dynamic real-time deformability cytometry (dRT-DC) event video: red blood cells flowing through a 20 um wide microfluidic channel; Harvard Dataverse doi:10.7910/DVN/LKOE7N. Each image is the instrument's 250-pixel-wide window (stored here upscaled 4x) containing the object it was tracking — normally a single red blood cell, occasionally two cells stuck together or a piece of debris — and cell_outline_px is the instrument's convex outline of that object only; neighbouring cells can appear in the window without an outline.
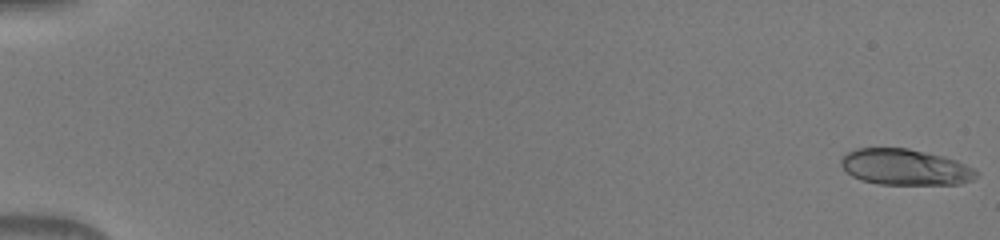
{"species": "human", "species_latin": "Homo sapiens", "temperature_condition": "warm", "stored_images_in_passage": 51, "camera_frame_rate_fps": 3000, "um_per_image_px": 0.085, "donor": {"sex": "male"}, "frame": {"image": 1, "passage_image": 1, "time_ms": 0.0, "image_size_px": [1000, 240], "cell_outline_px": [[980, 172], [972, 180], [960, 184], [880, 184], [860, 180], [852, 176], [840, 164], [840, 160], [848, 152], [856, 148], [908, 148], [944, 156], [956, 160], [976, 168]], "centroid_in_image_um": [76.98, 14.2], "position_along_channel_um": 8.0, "area_um2": 28.5}}
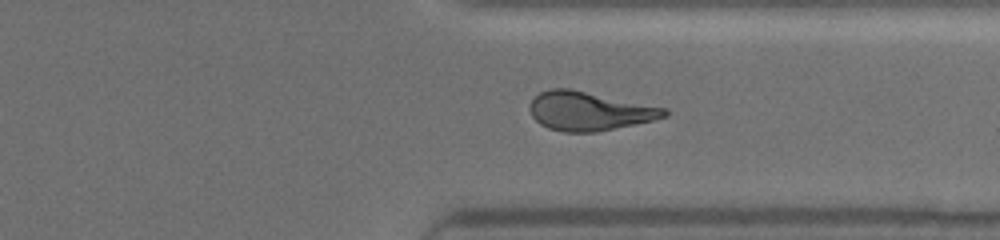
{"frame": {"image": 2, "passage_image": 40, "time_ms": 13.0, "image_size_px": [1000, 240], "cell_outline_px": [[668, 116], [636, 124], [596, 132], [564, 132], [548, 128], [540, 124], [532, 116], [528, 108], [528, 104], [540, 92], [552, 88], [568, 88], [668, 108]], "centroid_in_image_um": [50.08, 9.44], "position_along_channel_um": 361.3, "area_um2": 30.46}}
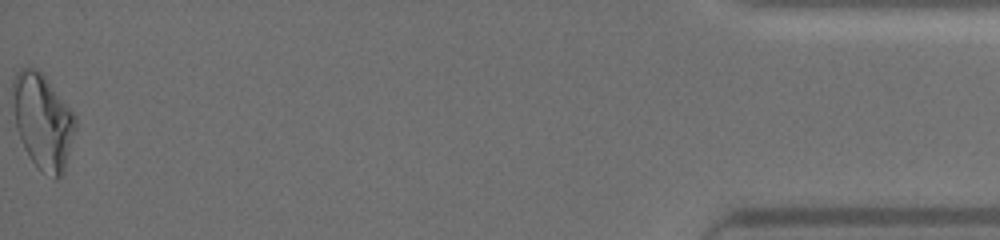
{"frame": {"image": 3, "passage_image": 51, "time_ms": 16.667, "image_size_px": [1000, 240], "cell_outline_px": [[76, 128], [64, 172], [56, 180], [40, 168], [28, 156], [24, 148], [16, 128], [12, 104], [12, 80], [16, 72], [20, 68], [36, 68], [44, 72], [76, 116]], "centroid_in_image_um": [3.63, 10.25], "position_along_channel_um": 431.6, "area_um2": 35.2}}